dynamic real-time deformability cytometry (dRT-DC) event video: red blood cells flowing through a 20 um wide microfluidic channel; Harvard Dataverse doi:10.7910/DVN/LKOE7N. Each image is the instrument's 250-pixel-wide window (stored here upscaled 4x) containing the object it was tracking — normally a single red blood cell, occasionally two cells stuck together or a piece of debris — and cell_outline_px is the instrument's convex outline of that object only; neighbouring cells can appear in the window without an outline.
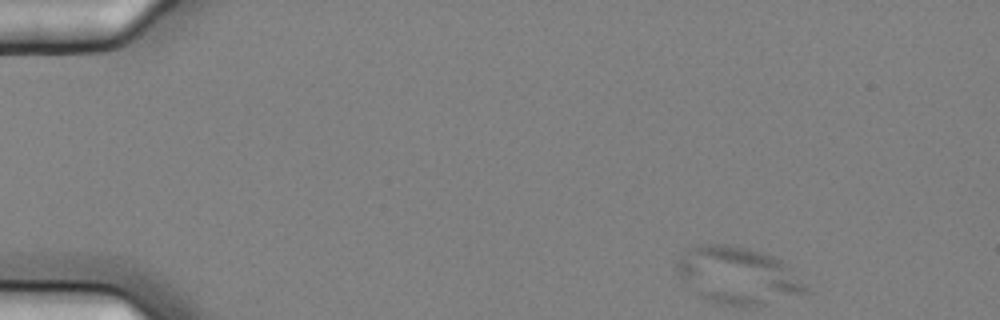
{"species": "common noctule bat (a hibernating species)", "species_latin": "Nyctalus noctula", "temperature_condition": "cold", "stored_images_in_passage": 5, "camera_frame_rate_fps": 3000, "um_per_image_px": 0.085, "animal": {"sex": "female", "body_mass_g": 25.1}, "frame": {"image": 1, "passage_image": 1, "time_ms": 0.0, "image_size_px": [1000, 320], "cell_outline_px": [[812, 292], [788, 292], [680, 276], [676, 272], [676, 260], [692, 248], [700, 244], [724, 244], [744, 248], [760, 252], [772, 256], [780, 260]], "centroid_in_image_um": [62.75, 22.78], "position_along_channel_um": 22.3, "area_um2": 29.07}}
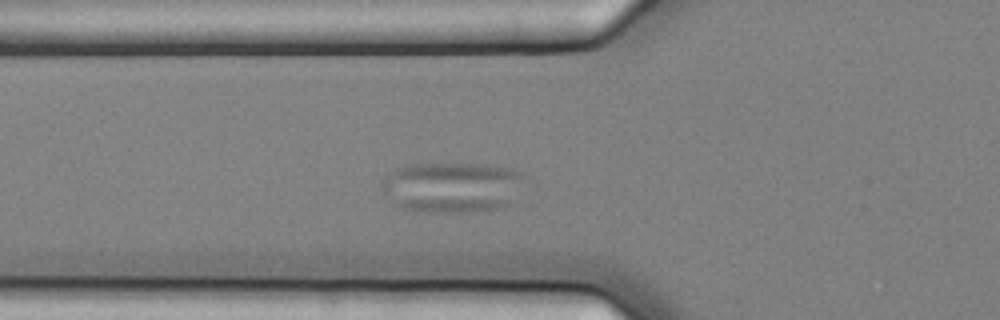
{"frame": {"image": 2, "passage_image": 5, "time_ms": 1.333, "image_size_px": [1000, 320], "cell_outline_px": [[524, 176], [512, 204], [504, 208], [472, 212], [428, 212], [404, 208], [392, 204], [380, 188], [380, 184], [396, 168], [412, 164], [484, 164], [508, 168], [520, 172]], "centroid_in_image_um": [38.42, 15.93], "position_along_channel_um": 87.4, "area_um2": 42.19}}